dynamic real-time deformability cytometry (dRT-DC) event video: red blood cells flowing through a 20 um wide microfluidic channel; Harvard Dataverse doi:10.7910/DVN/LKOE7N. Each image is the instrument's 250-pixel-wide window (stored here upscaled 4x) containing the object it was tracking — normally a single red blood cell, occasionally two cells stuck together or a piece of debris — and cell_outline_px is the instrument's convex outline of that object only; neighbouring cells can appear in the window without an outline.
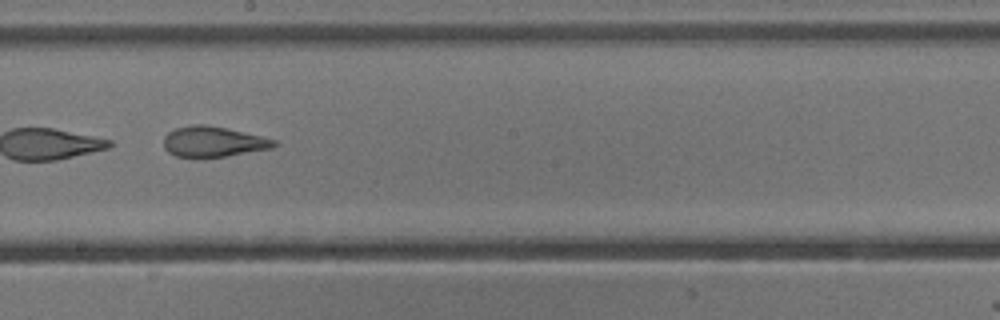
{"species": "common noctule bat (a hibernating species)", "species_latin": "Nyctalus noctula", "temperature_condition": "cold", "stored_images_in_passage": 10, "camera_frame_rate_fps": 3000, "um_per_image_px": 0.085, "animal": {"sex": "male", "body_mass_g": 13.3}, "frame": {"image": 1, "passage_image": 9, "time_ms": 2.667, "image_size_px": [1000, 320], "cell_outline_px": [[280, 144], [272, 148], [224, 156], [176, 156], [168, 152], [164, 148], [164, 136], [168, 132], [176, 128], [192, 124], [204, 124], [224, 128], [260, 136], [276, 140]], "centroid_in_image_um": [18.11, 12.03], "position_along_channel_um": 230.1, "area_um2": 19.19}}
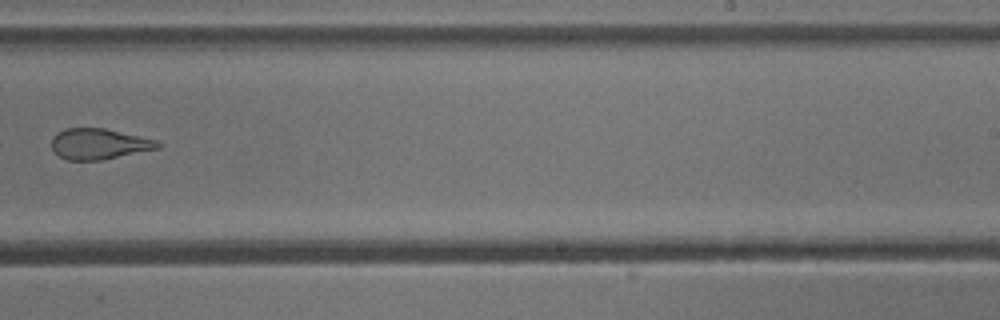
{"frame": {"image": 2, "passage_image": 10, "time_ms": 3.0, "image_size_px": [1000, 320], "cell_outline_px": [[164, 144], [160, 148], [100, 160], [64, 160], [52, 152], [52, 136], [56, 132], [64, 128], [104, 128], [156, 140]], "centroid_in_image_um": [8.37, 12.23], "position_along_channel_um": 280.6, "area_um2": 19.19}}